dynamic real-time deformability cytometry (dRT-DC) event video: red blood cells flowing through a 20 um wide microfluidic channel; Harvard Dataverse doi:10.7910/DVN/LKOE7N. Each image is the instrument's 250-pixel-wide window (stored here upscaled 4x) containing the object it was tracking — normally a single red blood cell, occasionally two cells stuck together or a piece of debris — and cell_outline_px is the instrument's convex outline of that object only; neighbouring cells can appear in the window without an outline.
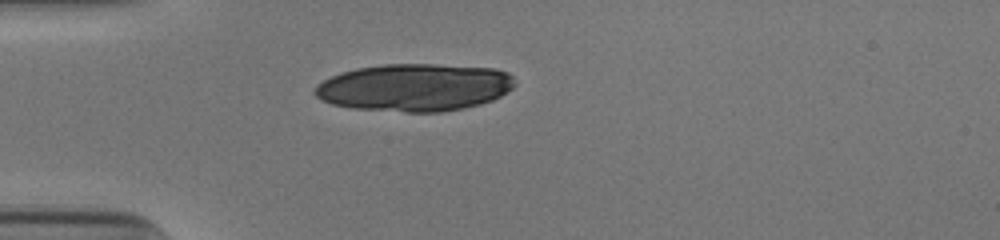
{"species": "human", "species_latin": "Homo sapiens", "temperature_condition": "cold", "stored_images_in_passage": 32, "camera_frame_rate_fps": 3000, "um_per_image_px": 0.085, "donor": {"sex": "male"}, "frame": {"image": 1, "passage_image": 1, "time_ms": 0.0, "image_size_px": [1000, 240], "cell_outline_px": [[516, 84], [508, 92], [492, 100], [480, 104], [464, 108], [440, 112], [408, 112], [352, 108], [332, 104], [320, 100], [312, 92], [316, 84], [340, 72], [356, 68], [384, 64], [436, 64], [496, 68], [508, 72], [516, 80]], "centroid_in_image_um": [35.24, 7.42], "position_along_channel_um": 49.8, "area_um2": 55.83}}